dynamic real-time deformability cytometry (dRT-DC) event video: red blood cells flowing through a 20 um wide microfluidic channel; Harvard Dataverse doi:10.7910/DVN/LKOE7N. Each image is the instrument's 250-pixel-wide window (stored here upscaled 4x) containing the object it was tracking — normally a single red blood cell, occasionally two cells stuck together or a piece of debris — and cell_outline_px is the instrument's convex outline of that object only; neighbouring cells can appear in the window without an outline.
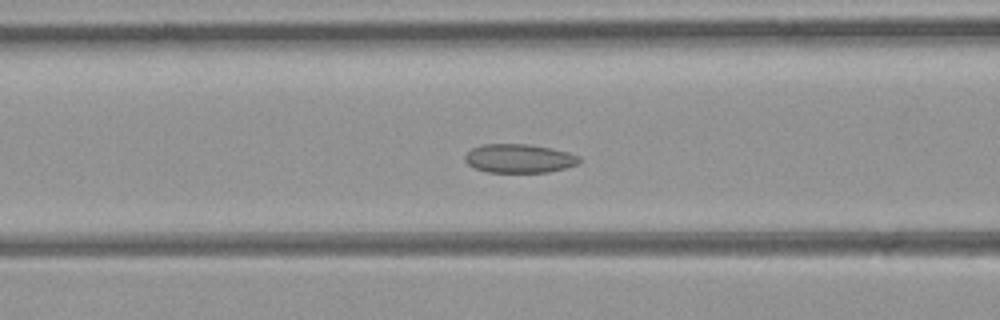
{"species": "common noctule bat (a hibernating species)", "species_latin": "Nyctalus noctula", "temperature_condition": "room temperature", "stored_images_in_passage": 30, "camera_frame_rate_fps": 3000, "um_per_image_px": 0.085, "animal": {"sex": "female", "body_mass_g": 21.9}, "frame": {"image": 1, "passage_image": 8, "time_ms": 2.333, "image_size_px": [1000, 320], "cell_outline_px": [[580, 160], [576, 164], [564, 168], [548, 172], [488, 172], [476, 168], [468, 164], [464, 160], [464, 156], [472, 148], [480, 144], [528, 144], [552, 148], [568, 152], [580, 156]], "centroid_in_image_um": [44.11, 13.46], "position_along_channel_um": 122.5, "area_um2": 19.13}}
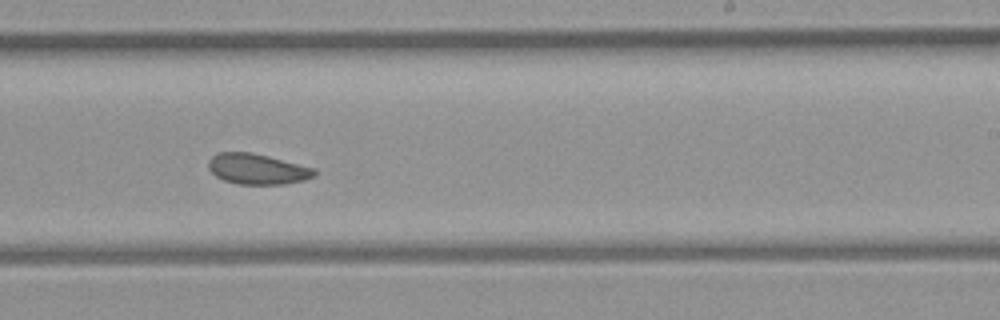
{"frame": {"image": 2, "passage_image": 18, "time_ms": 5.667, "image_size_px": [1000, 320], "cell_outline_px": [[316, 176], [304, 180], [284, 184], [236, 184], [224, 180], [216, 176], [208, 168], [208, 160], [212, 156], [220, 152], [248, 152], [268, 156], [316, 168]], "centroid_in_image_um": [21.88, 14.37], "position_along_channel_um": 267.1, "area_um2": 18.9}}
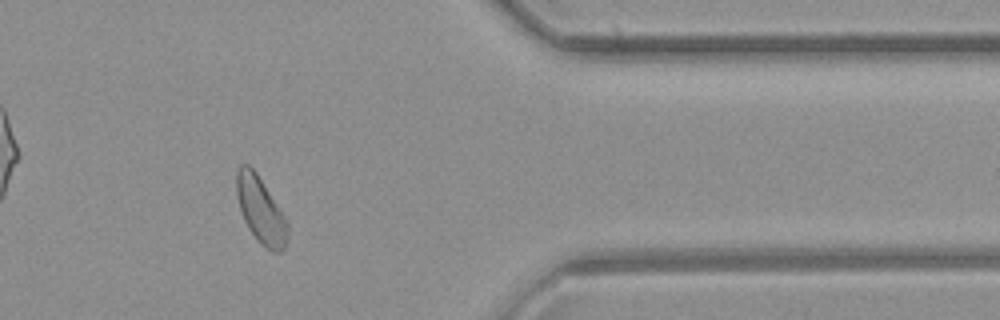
{"frame": {"image": 3, "passage_image": 28, "time_ms": 9.0, "image_size_px": [1000, 320], "cell_outline_px": [[288, 236], [284, 248], [280, 252], [272, 252], [248, 228], [244, 220], [236, 196], [236, 172], [240, 164], [248, 164], [256, 172], [288, 220]], "centroid_in_image_um": [22.16, 17.82], "position_along_channel_um": 389.2, "area_um2": 19.54}, "authors_computed_cell_mechanics": {"area_um2": 19.363, "velocity_mm_per_s": 4.3428, "shape_relaxation_time_tau1_ms": null, "shape_relaxation_time_tau2_ms": 3.3182, "deformation_change_tau1": null, "deformation_change_tau2": 0.0862}}